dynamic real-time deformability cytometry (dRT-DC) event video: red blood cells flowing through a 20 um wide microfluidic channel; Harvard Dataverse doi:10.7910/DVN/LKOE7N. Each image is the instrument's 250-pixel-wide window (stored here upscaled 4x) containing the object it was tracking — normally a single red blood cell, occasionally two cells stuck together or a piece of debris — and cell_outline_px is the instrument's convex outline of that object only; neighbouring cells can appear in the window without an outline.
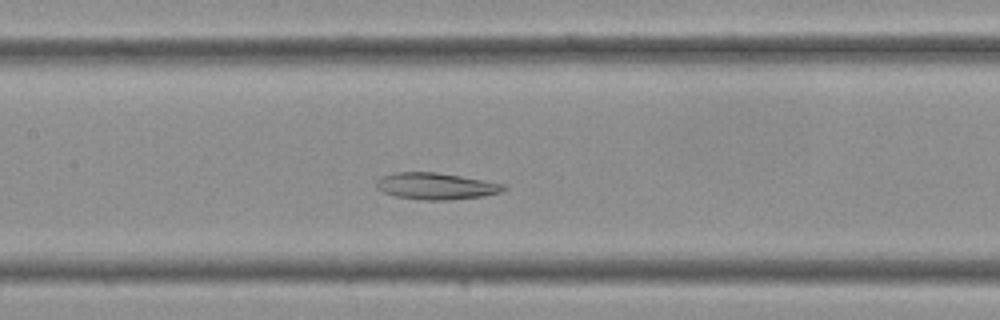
{"species": "Egyptian fruit bat (a non-hibernating species)", "species_latin": "Rousettus aegyptiacus", "temperature_condition": "cold", "stored_images_in_passage": 36, "camera_frame_rate_fps": 3000, "um_per_image_px": 0.085, "frame": {"image": 1, "passage_image": 15, "time_ms": 4.667, "image_size_px": [1000, 320], "cell_outline_px": [[508, 188], [500, 192], [484, 196], [448, 200], [420, 200], [396, 196], [384, 192], [376, 188], [376, 180], [380, 176], [396, 172], [436, 172], [508, 184]], "centroid_in_image_um": [37.07, 15.82], "position_along_channel_um": 170.3, "area_um2": 19.94}}
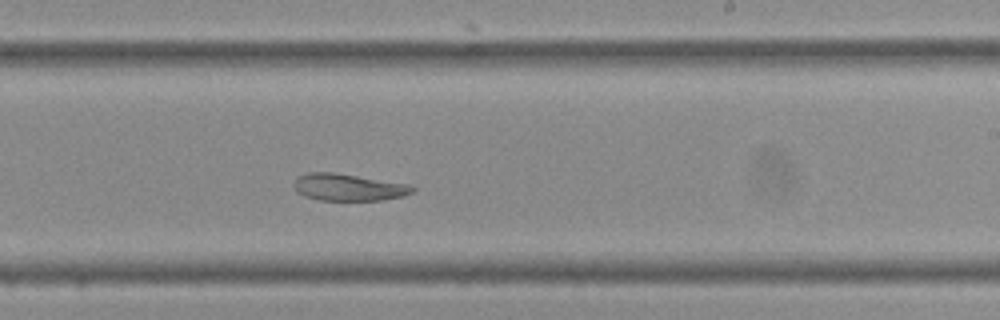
{"frame": {"image": 2, "passage_image": 20, "time_ms": 6.333, "image_size_px": [1000, 320], "cell_outline_px": [[416, 188], [412, 192], [404, 196], [384, 200], [320, 200], [304, 196], [296, 192], [292, 184], [296, 176], [308, 172], [332, 172], [408, 184]], "centroid_in_image_um": [29.56, 15.92], "position_along_channel_um": 259.4, "area_um2": 18.73}}
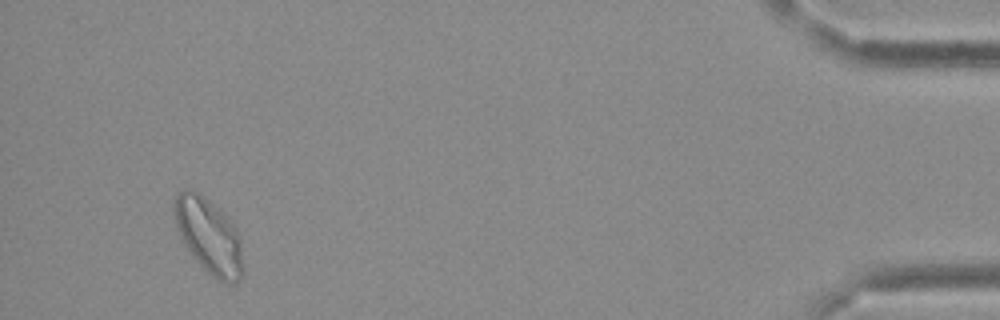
{"frame": {"image": 3, "passage_image": 33, "time_ms": 10.667, "image_size_px": [1000, 320], "cell_outline_px": [[244, 272], [240, 280], [232, 284], [228, 284], [220, 280], [208, 272], [192, 256], [176, 228], [172, 212], [172, 204], [176, 192], [184, 188], [188, 188], [200, 192], [228, 216], [236, 228], [240, 240], [244, 268]], "centroid_in_image_um": [17.74, 20.0], "position_along_channel_um": 417.5, "area_um2": 30.75}}